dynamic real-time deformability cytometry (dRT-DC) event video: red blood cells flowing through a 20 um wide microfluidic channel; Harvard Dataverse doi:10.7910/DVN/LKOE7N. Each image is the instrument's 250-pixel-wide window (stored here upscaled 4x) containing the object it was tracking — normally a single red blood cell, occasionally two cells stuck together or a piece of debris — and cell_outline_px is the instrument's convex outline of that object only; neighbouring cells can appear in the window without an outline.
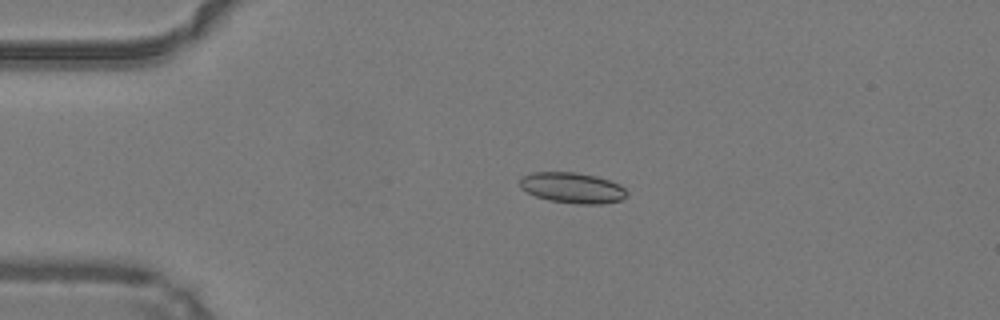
{"species": "common noctule bat (a hibernating species)", "species_latin": "Nyctalus noctula", "temperature_condition": "warm", "stored_images_in_passage": 32, "camera_frame_rate_fps": 3000, "um_per_image_px": 0.085, "animal": {"sex": "male", "body_mass_g": 19.2, "forearm_length_mm": 51.8}, "frame": {"image": 1, "passage_image": 10, "time_ms": 3.0, "image_size_px": [1000, 320], "cell_outline_px": [[628, 196], [620, 200], [600, 204], [576, 204], [548, 200], [536, 196], [520, 188], [520, 176], [532, 172], [576, 172], [596, 176], [620, 184], [628, 192]], "centroid_in_image_um": [48.65, 15.96], "position_along_channel_um": 36.4, "area_um2": 19.25}}
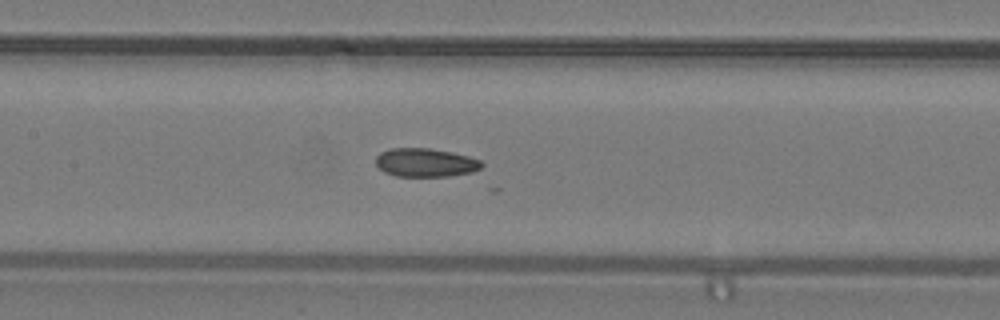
{"frame": {"image": 2, "passage_image": 22, "time_ms": 7.0, "image_size_px": [1000, 320], "cell_outline_px": [[484, 164], [480, 168], [472, 172], [448, 176], [396, 176], [384, 172], [376, 164], [376, 156], [380, 152], [388, 148], [432, 148], [452, 152], [468, 156], [480, 160]], "centroid_in_image_um": [36.15, 13.81], "position_along_channel_um": 171.2, "area_um2": 17.69}}
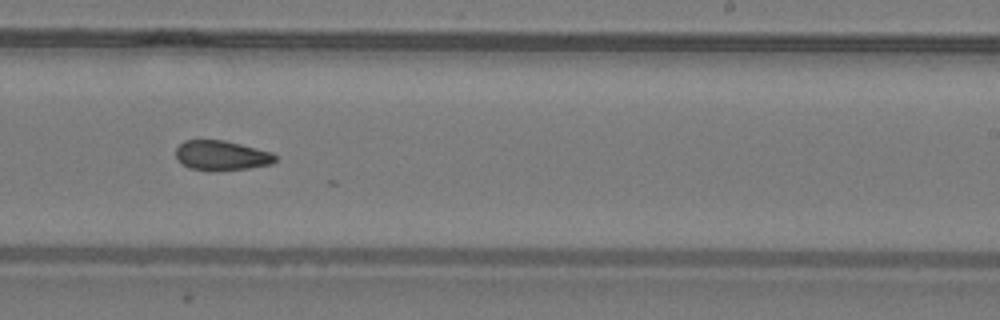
{"frame": {"image": 3, "passage_image": 29, "time_ms": 9.333, "image_size_px": [1000, 320], "cell_outline_px": [[276, 160], [272, 164], [248, 168], [188, 168], [180, 164], [176, 160], [176, 148], [184, 140], [224, 140], [272, 152], [276, 156]], "centroid_in_image_um": [18.81, 13.17], "position_along_channel_um": 270.2, "area_um2": 16.7}}